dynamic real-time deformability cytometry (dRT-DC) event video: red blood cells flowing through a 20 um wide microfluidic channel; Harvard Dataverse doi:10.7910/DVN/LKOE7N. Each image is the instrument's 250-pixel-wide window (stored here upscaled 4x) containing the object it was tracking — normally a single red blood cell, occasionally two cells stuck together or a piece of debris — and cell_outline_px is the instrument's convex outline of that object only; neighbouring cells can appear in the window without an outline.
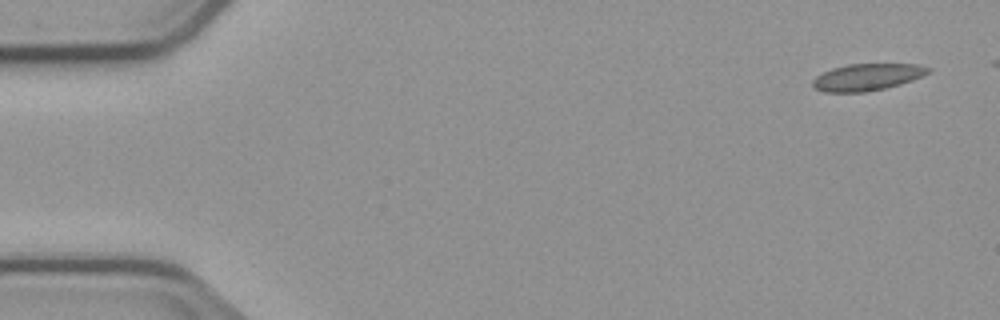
{"species": "common noctule bat (a hibernating species)", "species_latin": "Nyctalus noctula", "temperature_condition": "cold", "stored_images_in_passage": 6, "camera_frame_rate_fps": 3000, "um_per_image_px": 0.085, "animal": {"sex": "male", "body_mass_g": 23.1, "forearm_length_mm": 52.7}, "frame": {"image": 1, "passage_image": 1, "time_ms": 0.0, "image_size_px": [1000, 320], "cell_outline_px": [[932, 68], [928, 72], [912, 80], [900, 84], [884, 88], [864, 92], [824, 92], [816, 88], [812, 84], [812, 80], [816, 76], [832, 68], [848, 64], [916, 64]], "centroid_in_image_um": [73.68, 6.55], "position_along_channel_um": 11.3, "area_um2": 17.86}}
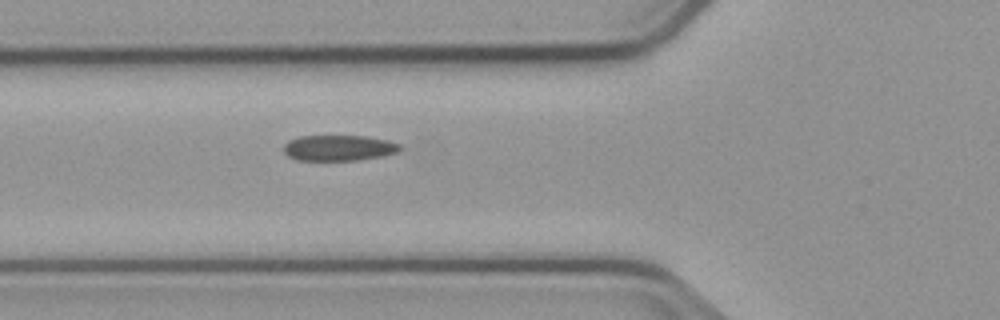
{"frame": {"image": 2, "passage_image": 6, "time_ms": 5.667, "image_size_px": [1000, 320], "cell_outline_px": [[404, 148], [400, 152], [384, 156], [356, 160], [296, 160], [288, 156], [284, 152], [284, 144], [288, 140], [300, 136], [364, 136], [388, 140], [400, 144]], "centroid_in_image_um": [28.84, 12.57], "position_along_channel_um": 97.0, "area_um2": 17.63}}